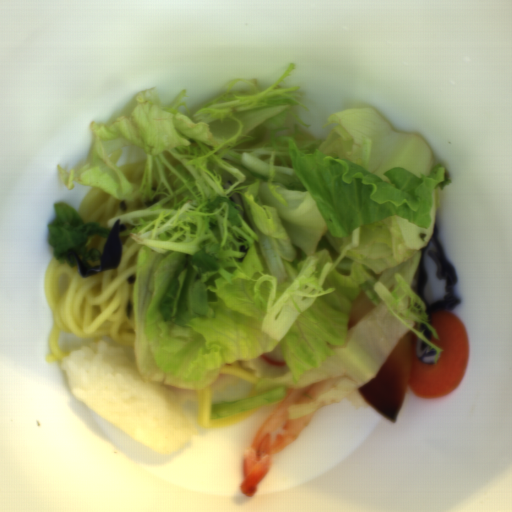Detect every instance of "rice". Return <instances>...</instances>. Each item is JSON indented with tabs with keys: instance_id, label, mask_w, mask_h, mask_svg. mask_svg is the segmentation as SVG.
Returning <instances> with one entry per match:
<instances>
[{
	"instance_id": "rice-2",
	"label": "rice",
	"mask_w": 512,
	"mask_h": 512,
	"mask_svg": "<svg viewBox=\"0 0 512 512\" xmlns=\"http://www.w3.org/2000/svg\"><path fill=\"white\" fill-rule=\"evenodd\" d=\"M344 396L349 399L352 405H354L356 408L360 410L370 407L368 403L365 401V399L362 397L359 387L347 393Z\"/></svg>"
},
{
	"instance_id": "rice-1",
	"label": "rice",
	"mask_w": 512,
	"mask_h": 512,
	"mask_svg": "<svg viewBox=\"0 0 512 512\" xmlns=\"http://www.w3.org/2000/svg\"><path fill=\"white\" fill-rule=\"evenodd\" d=\"M61 367L88 409L158 455L178 451L199 432L175 393L146 382L123 346L99 340L72 350Z\"/></svg>"
}]
</instances>
